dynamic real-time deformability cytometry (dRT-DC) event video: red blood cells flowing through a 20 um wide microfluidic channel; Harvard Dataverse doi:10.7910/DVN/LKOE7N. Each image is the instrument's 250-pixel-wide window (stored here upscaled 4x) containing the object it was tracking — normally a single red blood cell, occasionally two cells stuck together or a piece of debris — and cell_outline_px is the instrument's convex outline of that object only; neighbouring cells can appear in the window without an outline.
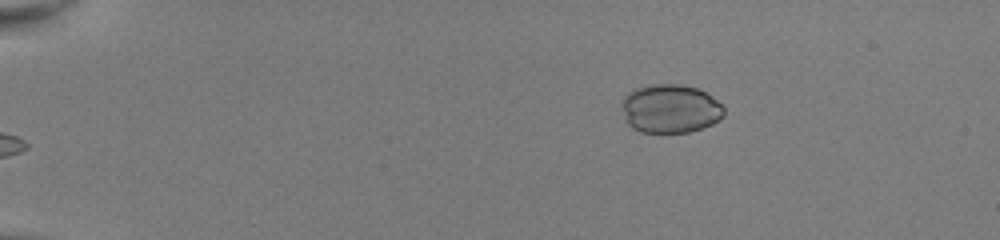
{"species": "common noctule bat (a hibernating species)", "species_latin": "Nyctalus noctula", "temperature_condition": "room temperature", "stored_images_in_passage": 43, "camera_frame_rate_fps": 3000, "um_per_image_px": 0.085, "animal": {"sex": "female", "body_mass_g": 22.0, "forearm_length_mm": 56.7}, "frame": {"image": 1, "passage_image": 1, "time_ms": 0.0, "image_size_px": [1000, 240], "cell_outline_px": [[724, 116], [712, 124], [688, 132], [640, 132], [632, 128], [628, 124], [624, 112], [624, 96], [628, 92], [636, 88], [652, 84], [680, 84], [696, 88], [704, 92], [716, 100], [724, 108]], "centroid_in_image_um": [56.98, 9.24], "position_along_channel_um": 28.0, "area_um2": 28.61}}
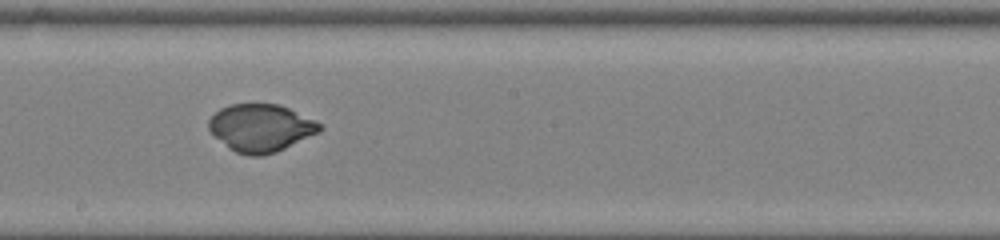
{"frame": {"image": 2, "passage_image": 23, "time_ms": 7.333, "image_size_px": [1000, 240], "cell_outline_px": [[324, 128], [320, 132], [276, 152], [260, 156], [248, 156], [236, 152], [228, 148], [208, 128], [208, 120], [220, 108], [232, 104], [280, 104], [316, 120]], "centroid_in_image_um": [22.19, 10.87], "position_along_channel_um": 226.0, "area_um2": 30.75}}
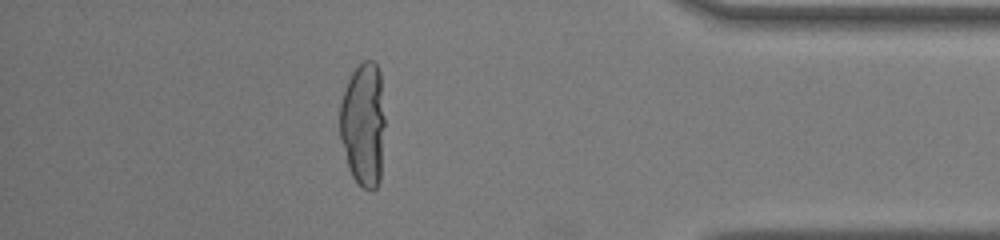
{"frame": {"image": 3, "passage_image": 38, "time_ms": 12.333, "image_size_px": [1000, 240], "cell_outline_px": [[384, 124], [380, 180], [376, 188], [372, 192], [364, 188], [352, 176], [348, 168], [340, 136], [340, 104], [344, 88], [352, 72], [364, 60], [372, 60], [376, 64], [380, 72], [384, 116]], "centroid_in_image_um": [30.88, 10.57], "position_along_channel_um": 404.3, "area_um2": 32.66}}